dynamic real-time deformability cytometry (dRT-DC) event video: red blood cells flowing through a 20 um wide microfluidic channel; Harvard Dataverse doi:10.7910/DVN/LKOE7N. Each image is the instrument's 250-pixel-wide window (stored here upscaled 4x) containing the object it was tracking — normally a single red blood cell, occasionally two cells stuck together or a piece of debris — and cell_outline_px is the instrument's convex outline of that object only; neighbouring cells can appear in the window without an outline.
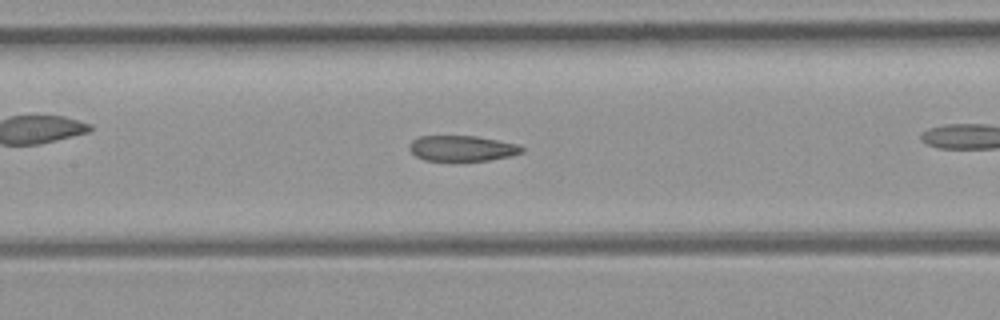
{"species": "common noctule bat (a hibernating species)", "species_latin": "Nyctalus noctula", "temperature_condition": "room temperature", "stored_images_in_passage": 39, "camera_frame_rate_fps": 3000, "um_per_image_px": 0.085, "animal": {"sex": "female", "body_mass_g": 21.9}, "frame": {"image": 1, "passage_image": 23, "time_ms": 7.333, "image_size_px": [1000, 320], "cell_outline_px": [[524, 152], [508, 156], [488, 160], [424, 160], [416, 156], [408, 148], [408, 144], [412, 140], [420, 136], [476, 136], [520, 144], [524, 148]], "centroid_in_image_um": [39.28, 12.59], "position_along_channel_um": 168.1, "area_um2": 16.7}}